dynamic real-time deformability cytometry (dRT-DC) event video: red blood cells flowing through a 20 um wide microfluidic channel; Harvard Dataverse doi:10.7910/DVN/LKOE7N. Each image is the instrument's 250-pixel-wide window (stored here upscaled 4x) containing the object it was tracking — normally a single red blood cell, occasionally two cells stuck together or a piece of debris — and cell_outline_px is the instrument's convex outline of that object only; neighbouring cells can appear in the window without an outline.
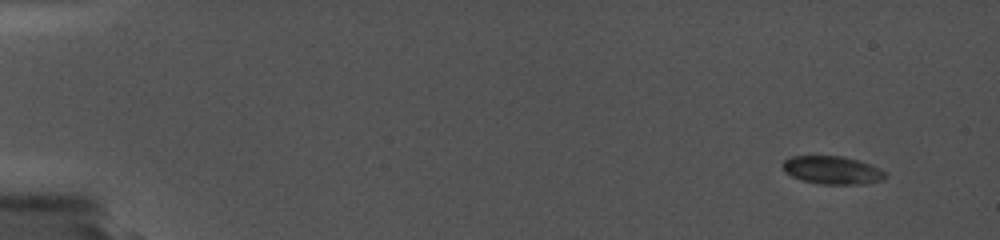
{"species": "common noctule bat (a hibernating species)", "species_latin": "Nyctalus noctula", "temperature_condition": "cold", "stored_images_in_passage": 3, "camera_frame_rate_fps": 5000, "um_per_image_px": 0.085, "animal": {"sex": "female", "body_mass_g": 19.0, "forearm_length_mm": 56.7}, "frame": {"image": 1, "passage_image": 1, "time_ms": 0.0, "image_size_px": [1000, 240], "cell_outline_px": [[888, 176], [884, 180], [868, 184], [820, 184], [800, 180], [784, 172], [780, 164], [784, 160], [792, 156], [844, 156], [860, 160], [872, 164], [880, 168]], "centroid_in_image_um": [70.76, 14.46], "position_along_channel_um": 14.2, "area_um2": 17.22}}